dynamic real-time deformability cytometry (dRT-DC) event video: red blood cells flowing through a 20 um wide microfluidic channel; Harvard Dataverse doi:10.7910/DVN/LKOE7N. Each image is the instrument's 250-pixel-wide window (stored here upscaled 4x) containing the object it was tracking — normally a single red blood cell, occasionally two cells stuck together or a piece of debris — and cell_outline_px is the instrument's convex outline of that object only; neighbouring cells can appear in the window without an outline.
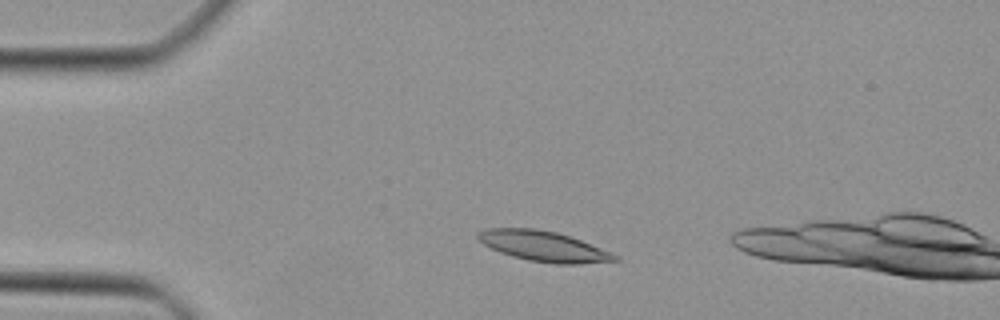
{"species": "Egyptian fruit bat (a non-hibernating species)", "species_latin": "Rousettus aegyptiacus", "temperature_condition": "cold", "stored_images_in_passage": 9, "camera_frame_rate_fps": 3000, "um_per_image_px": 0.085, "animal": {"sex": "female"}, "frame": {"image": 1, "passage_image": 6, "time_ms": 1.667, "image_size_px": [1000, 320], "cell_outline_px": [[620, 260], [580, 264], [556, 264], [528, 260], [512, 256], [500, 252], [484, 244], [476, 236], [476, 232], [484, 228], [536, 228], [556, 232], [580, 240], [608, 252], [616, 256]], "centroid_in_image_um": [46.13, 20.92], "position_along_channel_um": 38.9, "area_um2": 23.87}}